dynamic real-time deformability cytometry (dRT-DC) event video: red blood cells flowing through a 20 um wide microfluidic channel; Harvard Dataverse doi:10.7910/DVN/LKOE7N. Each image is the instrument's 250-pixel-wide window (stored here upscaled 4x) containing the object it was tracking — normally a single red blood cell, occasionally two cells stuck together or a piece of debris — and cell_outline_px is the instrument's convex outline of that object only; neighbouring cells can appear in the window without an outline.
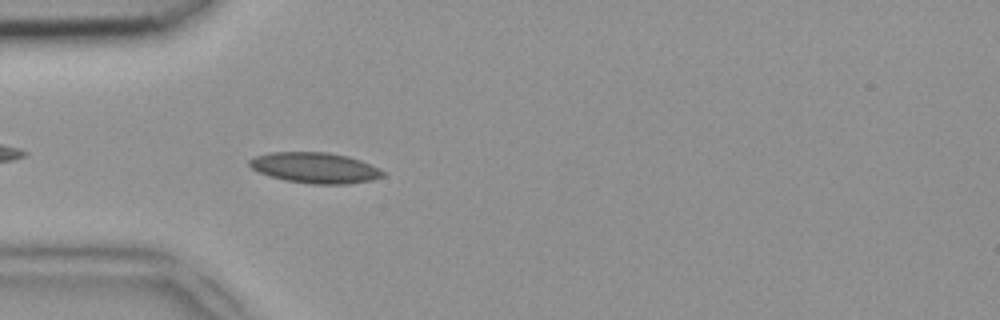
{"species": "common noctule bat (a hibernating species)", "species_latin": "Nyctalus noctula", "temperature_condition": "room temperature", "stored_images_in_passage": 38, "camera_frame_rate_fps": 3000, "um_per_image_px": 0.085, "animal": {"sex": "female", "body_mass_g": 18.4}, "frame": {"image": 1, "passage_image": 4, "time_ms": 1.0, "image_size_px": [1000, 320], "cell_outline_px": [[384, 176], [372, 180], [348, 184], [312, 184], [284, 180], [260, 172], [252, 168], [248, 164], [248, 160], [256, 156], [272, 152], [328, 152], [348, 156], [360, 160], [380, 168], [384, 172]], "centroid_in_image_um": [26.8, 14.26], "position_along_channel_um": 58.2, "area_um2": 23.81}}
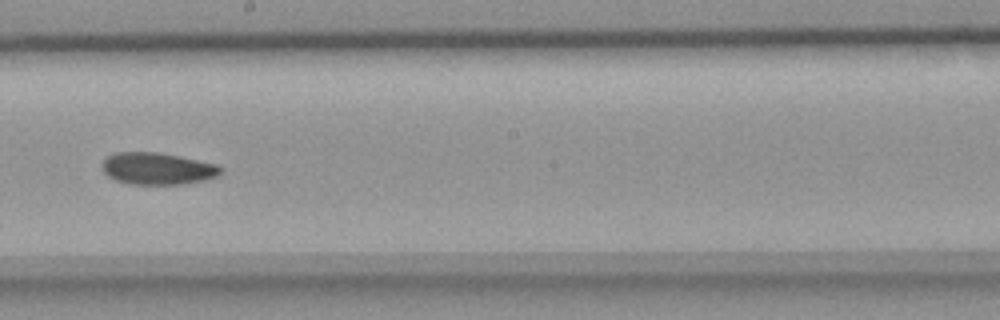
{"frame": {"image": 2, "passage_image": 17, "time_ms": 5.333, "image_size_px": [1000, 320], "cell_outline_px": [[224, 168], [216, 176], [204, 180], [184, 184], [128, 184], [116, 180], [108, 176], [100, 168], [104, 156], [116, 152], [156, 152], [216, 164]], "centroid_in_image_um": [13.31, 14.33], "position_along_channel_um": 234.9, "area_um2": 22.08}}
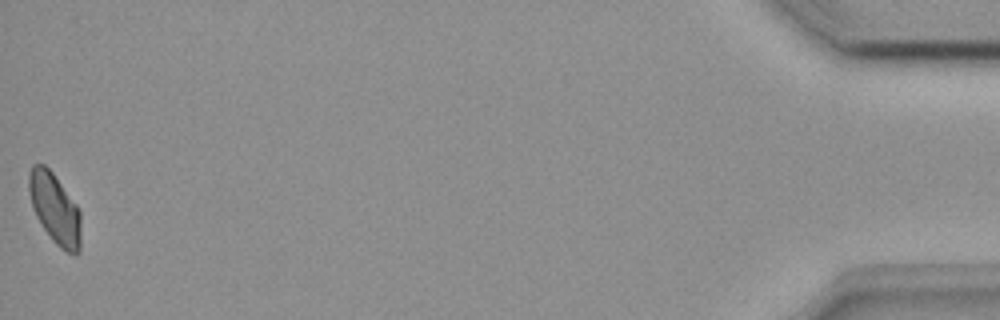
{"frame": {"image": 3, "passage_image": 38, "time_ms": 12.333, "image_size_px": [1000, 320], "cell_outline_px": [[80, 252], [76, 256], [60, 248], [52, 240], [36, 216], [32, 204], [28, 188], [28, 176], [32, 164], [44, 164], [52, 172], [76, 204], [80, 212]], "centroid_in_image_um": [4.67, 17.74], "position_along_channel_um": 430.5, "area_um2": 21.21}}